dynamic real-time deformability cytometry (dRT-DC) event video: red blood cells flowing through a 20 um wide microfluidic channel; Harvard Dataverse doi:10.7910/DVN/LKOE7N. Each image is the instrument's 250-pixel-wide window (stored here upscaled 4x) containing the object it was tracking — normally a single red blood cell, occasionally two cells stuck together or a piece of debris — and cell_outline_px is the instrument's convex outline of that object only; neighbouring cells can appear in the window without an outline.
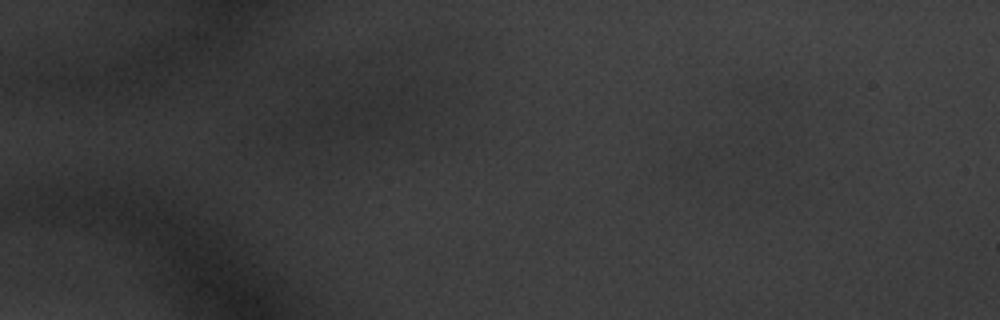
{"species": "common noctule bat (a hibernating species)", "species_latin": "Nyctalus noctula", "temperature_condition": "warm", "stored_images_in_passage": 28, "segment_of_instrument_passage": [1, 2], "camera_frame_rate_fps": 3000, "um_per_image_px": 0.085, "animal": {"sex": "male", "body_mass_g": 20.1, "forearm_length_mm": 53.5}, "frame": {"image": 1, "passage_image": 5, "time_ms": 1.333, "image_size_px": [1000, 320], "cell_outline_px": [[436, 96], [432, 100], [420, 108], [380, 128], [352, 136], [312, 132], [312, 124], [316, 120], [344, 100], [396, 80], [416, 84]], "centroid_in_image_um": [31.71, 9.28], "position_along_channel_um": 53.3, "area_um2": 26.93}}